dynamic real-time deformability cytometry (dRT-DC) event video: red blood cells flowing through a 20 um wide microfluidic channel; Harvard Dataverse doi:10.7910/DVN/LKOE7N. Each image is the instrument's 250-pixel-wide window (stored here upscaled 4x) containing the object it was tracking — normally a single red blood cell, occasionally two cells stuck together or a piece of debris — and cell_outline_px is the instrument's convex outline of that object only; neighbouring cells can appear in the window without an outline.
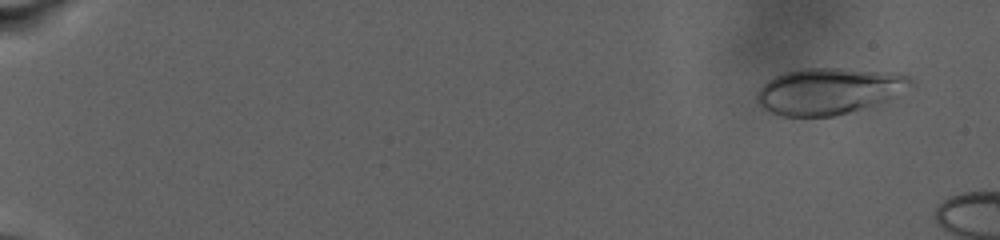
{"species": "human", "species_latin": "Homo sapiens", "temperature_condition": "warm", "stored_images_in_passage": 13, "camera_frame_rate_fps": 3000, "um_per_image_px": 0.085, "donor": {"sex": "male"}, "frame": {"image": 1, "passage_image": 6, "time_ms": 1.667, "image_size_px": [1000, 240], "cell_outline_px": [[916, 84], [912, 88], [896, 96], [868, 108], [832, 116], [784, 116], [772, 112], [756, 104], [756, 92], [768, 80], [776, 76], [788, 72], [804, 68], [840, 68], [892, 72], [908, 76]], "centroid_in_image_um": [70.51, 7.74], "position_along_channel_um": 14.5, "area_um2": 41.85}}